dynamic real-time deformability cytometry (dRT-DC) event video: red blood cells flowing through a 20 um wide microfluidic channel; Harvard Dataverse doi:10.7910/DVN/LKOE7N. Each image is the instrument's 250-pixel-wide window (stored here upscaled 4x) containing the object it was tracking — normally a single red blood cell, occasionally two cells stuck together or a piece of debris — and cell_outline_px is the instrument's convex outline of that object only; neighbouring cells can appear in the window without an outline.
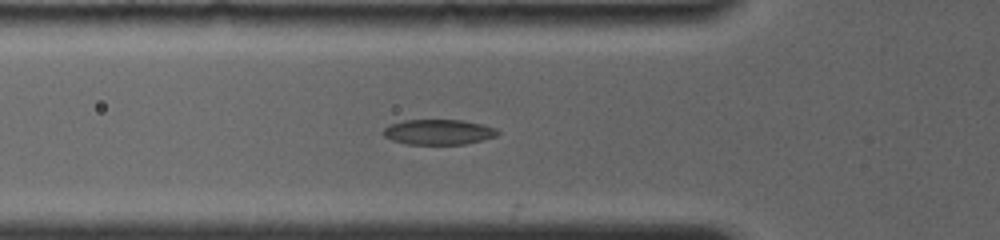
{"species": "common noctule bat (a hibernating species)", "species_latin": "Nyctalus noctula", "temperature_condition": "room temperature", "stored_images_in_passage": 60, "camera_frame_rate_fps": 4000, "um_per_image_px": 0.085, "animal": {"sex": "female", "body_mass_g": 19.0, "forearm_length_mm": 56.7}, "frame": {"image": 1, "passage_image": 22, "time_ms": 5.25, "image_size_px": [1000, 240], "cell_outline_px": [[500, 132], [496, 136], [484, 140], [464, 144], [408, 144], [392, 140], [384, 136], [380, 132], [388, 124], [404, 120], [464, 120], [484, 124], [496, 128]], "centroid_in_image_um": [37.27, 11.21], "position_along_channel_um": 88.5, "area_um2": 17.05}}
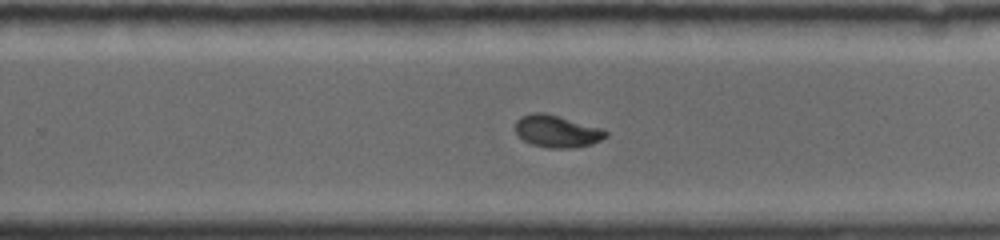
{"frame": {"image": 2, "passage_image": 42, "time_ms": 10.25, "image_size_px": [1000, 240], "cell_outline_px": [[608, 136], [592, 144], [572, 148], [548, 148], [532, 144], [524, 140], [516, 132], [516, 120], [520, 116], [532, 112], [544, 112], [604, 128], [608, 132]], "centroid_in_image_um": [47.37, 11.15], "position_along_channel_um": 282.4, "area_um2": 17.11}}
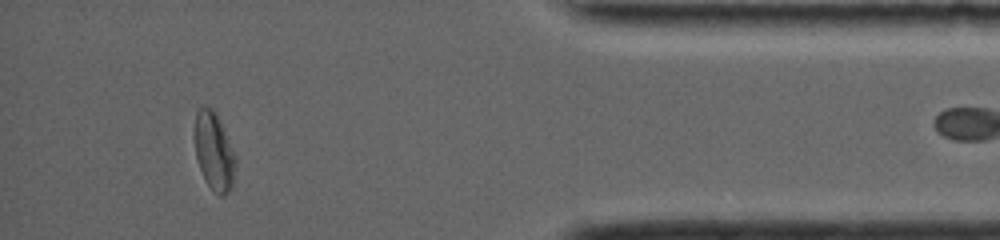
{"frame": {"image": 3, "passage_image": 59, "time_ms": 14.5, "image_size_px": [1000, 240], "cell_outline_px": [[236, 164], [232, 184], [228, 192], [224, 196], [220, 196], [208, 184], [200, 168], [196, 156], [196, 112], [200, 108], [212, 108], [216, 112], [220, 120], [236, 156]], "centroid_in_image_um": [18.23, 12.87], "position_along_channel_um": 417.0, "area_um2": 18.03}}